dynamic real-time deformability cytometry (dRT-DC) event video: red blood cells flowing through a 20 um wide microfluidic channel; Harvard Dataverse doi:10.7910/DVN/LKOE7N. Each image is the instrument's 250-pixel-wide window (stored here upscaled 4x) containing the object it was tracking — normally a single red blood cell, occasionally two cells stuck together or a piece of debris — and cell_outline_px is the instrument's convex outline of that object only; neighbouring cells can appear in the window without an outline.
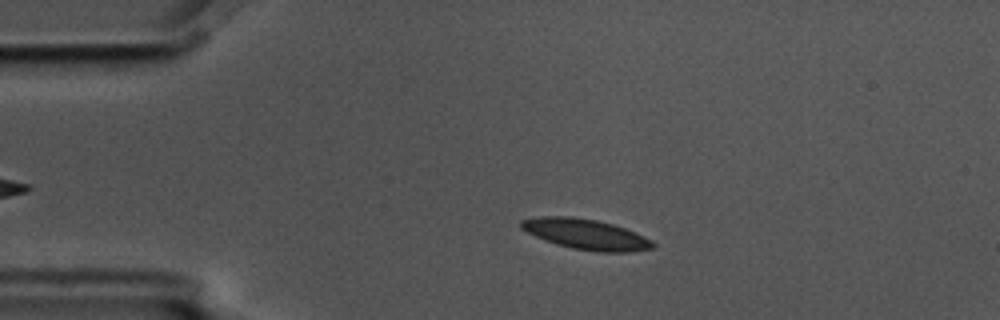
{"species": "common noctule bat (a hibernating species)", "species_latin": "Nyctalus noctula", "temperature_condition": "cold", "stored_images_in_passage": 3, "camera_frame_rate_fps": 3000, "um_per_image_px": 0.085, "animal": {"sex": "male", "body_mass_g": 17.5, "forearm_length_mm": 52.3}, "frame": {"image": 1, "passage_image": 2, "time_ms": 0.333, "image_size_px": [1000, 320], "cell_outline_px": [[656, 244], [652, 248], [628, 252], [596, 252], [572, 248], [556, 244], [536, 236], [520, 228], [520, 220], [536, 216], [572, 216], [596, 220], [612, 224], [636, 232], [652, 240]], "centroid_in_image_um": [49.79, 19.9], "position_along_channel_um": 35.2, "area_um2": 23.35}}